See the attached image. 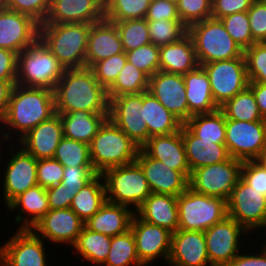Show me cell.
<instances>
[{
  "label": "cell",
  "instance_id": "1",
  "mask_svg": "<svg viewBox=\"0 0 266 266\" xmlns=\"http://www.w3.org/2000/svg\"><path fill=\"white\" fill-rule=\"evenodd\" d=\"M53 92L56 114L74 111L109 114L107 90L88 67L65 69Z\"/></svg>",
  "mask_w": 266,
  "mask_h": 266
},
{
  "label": "cell",
  "instance_id": "2",
  "mask_svg": "<svg viewBox=\"0 0 266 266\" xmlns=\"http://www.w3.org/2000/svg\"><path fill=\"white\" fill-rule=\"evenodd\" d=\"M55 112L54 92L48 88L23 87L14 85L9 104L3 120V125L10 131L1 133L3 140L12 138V132L24 137L31 129L41 122L49 120ZM13 127V128H12Z\"/></svg>",
  "mask_w": 266,
  "mask_h": 266
},
{
  "label": "cell",
  "instance_id": "3",
  "mask_svg": "<svg viewBox=\"0 0 266 266\" xmlns=\"http://www.w3.org/2000/svg\"><path fill=\"white\" fill-rule=\"evenodd\" d=\"M90 27L88 23H41L39 38L64 69L84 68Z\"/></svg>",
  "mask_w": 266,
  "mask_h": 266
},
{
  "label": "cell",
  "instance_id": "4",
  "mask_svg": "<svg viewBox=\"0 0 266 266\" xmlns=\"http://www.w3.org/2000/svg\"><path fill=\"white\" fill-rule=\"evenodd\" d=\"M89 149L94 170L102 174L108 168L135 162L140 148L107 118L92 138Z\"/></svg>",
  "mask_w": 266,
  "mask_h": 266
},
{
  "label": "cell",
  "instance_id": "5",
  "mask_svg": "<svg viewBox=\"0 0 266 266\" xmlns=\"http://www.w3.org/2000/svg\"><path fill=\"white\" fill-rule=\"evenodd\" d=\"M64 70L56 56L38 38L17 55L16 84L54 90Z\"/></svg>",
  "mask_w": 266,
  "mask_h": 266
},
{
  "label": "cell",
  "instance_id": "6",
  "mask_svg": "<svg viewBox=\"0 0 266 266\" xmlns=\"http://www.w3.org/2000/svg\"><path fill=\"white\" fill-rule=\"evenodd\" d=\"M199 65L244 56V50L226 31L220 19L208 18L188 27Z\"/></svg>",
  "mask_w": 266,
  "mask_h": 266
},
{
  "label": "cell",
  "instance_id": "7",
  "mask_svg": "<svg viewBox=\"0 0 266 266\" xmlns=\"http://www.w3.org/2000/svg\"><path fill=\"white\" fill-rule=\"evenodd\" d=\"M102 176L108 202L127 207L134 205L136 211L151 194L144 171L136 161L108 168Z\"/></svg>",
  "mask_w": 266,
  "mask_h": 266
},
{
  "label": "cell",
  "instance_id": "8",
  "mask_svg": "<svg viewBox=\"0 0 266 266\" xmlns=\"http://www.w3.org/2000/svg\"><path fill=\"white\" fill-rule=\"evenodd\" d=\"M178 229L204 232L227 216V201L191 188L177 196Z\"/></svg>",
  "mask_w": 266,
  "mask_h": 266
},
{
  "label": "cell",
  "instance_id": "9",
  "mask_svg": "<svg viewBox=\"0 0 266 266\" xmlns=\"http://www.w3.org/2000/svg\"><path fill=\"white\" fill-rule=\"evenodd\" d=\"M242 164V161L230 157L224 162L193 170L188 179L189 188L197 193L228 201L241 178Z\"/></svg>",
  "mask_w": 266,
  "mask_h": 266
},
{
  "label": "cell",
  "instance_id": "10",
  "mask_svg": "<svg viewBox=\"0 0 266 266\" xmlns=\"http://www.w3.org/2000/svg\"><path fill=\"white\" fill-rule=\"evenodd\" d=\"M226 148L230 157L260 160L266 150V120L242 122L226 119Z\"/></svg>",
  "mask_w": 266,
  "mask_h": 266
},
{
  "label": "cell",
  "instance_id": "11",
  "mask_svg": "<svg viewBox=\"0 0 266 266\" xmlns=\"http://www.w3.org/2000/svg\"><path fill=\"white\" fill-rule=\"evenodd\" d=\"M210 81L213 100L220 108L249 84L245 57L203 64Z\"/></svg>",
  "mask_w": 266,
  "mask_h": 266
},
{
  "label": "cell",
  "instance_id": "12",
  "mask_svg": "<svg viewBox=\"0 0 266 266\" xmlns=\"http://www.w3.org/2000/svg\"><path fill=\"white\" fill-rule=\"evenodd\" d=\"M227 216L236 220L249 233L266 228V197L240 178L227 201Z\"/></svg>",
  "mask_w": 266,
  "mask_h": 266
},
{
  "label": "cell",
  "instance_id": "13",
  "mask_svg": "<svg viewBox=\"0 0 266 266\" xmlns=\"http://www.w3.org/2000/svg\"><path fill=\"white\" fill-rule=\"evenodd\" d=\"M143 93L113 97L109 104V119L139 148L148 141V129L143 124Z\"/></svg>",
  "mask_w": 266,
  "mask_h": 266
},
{
  "label": "cell",
  "instance_id": "14",
  "mask_svg": "<svg viewBox=\"0 0 266 266\" xmlns=\"http://www.w3.org/2000/svg\"><path fill=\"white\" fill-rule=\"evenodd\" d=\"M249 232L233 218L226 216L204 231L207 254L212 266H224L239 254L241 238ZM240 242V243H239Z\"/></svg>",
  "mask_w": 266,
  "mask_h": 266
},
{
  "label": "cell",
  "instance_id": "15",
  "mask_svg": "<svg viewBox=\"0 0 266 266\" xmlns=\"http://www.w3.org/2000/svg\"><path fill=\"white\" fill-rule=\"evenodd\" d=\"M44 240L31 229H18L0 247V266H47Z\"/></svg>",
  "mask_w": 266,
  "mask_h": 266
},
{
  "label": "cell",
  "instance_id": "16",
  "mask_svg": "<svg viewBox=\"0 0 266 266\" xmlns=\"http://www.w3.org/2000/svg\"><path fill=\"white\" fill-rule=\"evenodd\" d=\"M130 229L133 233L136 252L140 262L147 266L157 257L168 261L172 232L166 228L141 220L134 214Z\"/></svg>",
  "mask_w": 266,
  "mask_h": 266
},
{
  "label": "cell",
  "instance_id": "17",
  "mask_svg": "<svg viewBox=\"0 0 266 266\" xmlns=\"http://www.w3.org/2000/svg\"><path fill=\"white\" fill-rule=\"evenodd\" d=\"M39 38V23L4 6L0 11V48L19 54Z\"/></svg>",
  "mask_w": 266,
  "mask_h": 266
},
{
  "label": "cell",
  "instance_id": "18",
  "mask_svg": "<svg viewBox=\"0 0 266 266\" xmlns=\"http://www.w3.org/2000/svg\"><path fill=\"white\" fill-rule=\"evenodd\" d=\"M85 223L71 209H50L35 225L30 228L43 240L56 243H69L73 246Z\"/></svg>",
  "mask_w": 266,
  "mask_h": 266
},
{
  "label": "cell",
  "instance_id": "19",
  "mask_svg": "<svg viewBox=\"0 0 266 266\" xmlns=\"http://www.w3.org/2000/svg\"><path fill=\"white\" fill-rule=\"evenodd\" d=\"M148 92L183 124L188 121V104L183 75L160 70L149 78Z\"/></svg>",
  "mask_w": 266,
  "mask_h": 266
},
{
  "label": "cell",
  "instance_id": "20",
  "mask_svg": "<svg viewBox=\"0 0 266 266\" xmlns=\"http://www.w3.org/2000/svg\"><path fill=\"white\" fill-rule=\"evenodd\" d=\"M8 159L5 168L3 189L4 201L8 206L16 197L32 188L37 183V159L24 148L15 151Z\"/></svg>",
  "mask_w": 266,
  "mask_h": 266
},
{
  "label": "cell",
  "instance_id": "21",
  "mask_svg": "<svg viewBox=\"0 0 266 266\" xmlns=\"http://www.w3.org/2000/svg\"><path fill=\"white\" fill-rule=\"evenodd\" d=\"M135 161L143 169L151 193L179 196L189 187L188 178L181 171L149 157L141 148Z\"/></svg>",
  "mask_w": 266,
  "mask_h": 266
},
{
  "label": "cell",
  "instance_id": "22",
  "mask_svg": "<svg viewBox=\"0 0 266 266\" xmlns=\"http://www.w3.org/2000/svg\"><path fill=\"white\" fill-rule=\"evenodd\" d=\"M170 266H212L204 232L179 230L171 236Z\"/></svg>",
  "mask_w": 266,
  "mask_h": 266
},
{
  "label": "cell",
  "instance_id": "23",
  "mask_svg": "<svg viewBox=\"0 0 266 266\" xmlns=\"http://www.w3.org/2000/svg\"><path fill=\"white\" fill-rule=\"evenodd\" d=\"M105 19L104 0H51L44 23H88Z\"/></svg>",
  "mask_w": 266,
  "mask_h": 266
},
{
  "label": "cell",
  "instance_id": "24",
  "mask_svg": "<svg viewBox=\"0 0 266 266\" xmlns=\"http://www.w3.org/2000/svg\"><path fill=\"white\" fill-rule=\"evenodd\" d=\"M141 149L149 157L162 161L173 170L181 171L189 179L191 171L181 129L169 135L150 137Z\"/></svg>",
  "mask_w": 266,
  "mask_h": 266
},
{
  "label": "cell",
  "instance_id": "25",
  "mask_svg": "<svg viewBox=\"0 0 266 266\" xmlns=\"http://www.w3.org/2000/svg\"><path fill=\"white\" fill-rule=\"evenodd\" d=\"M64 137L59 114L41 122L19 141L22 147L37 160L53 158L59 142Z\"/></svg>",
  "mask_w": 266,
  "mask_h": 266
},
{
  "label": "cell",
  "instance_id": "26",
  "mask_svg": "<svg viewBox=\"0 0 266 266\" xmlns=\"http://www.w3.org/2000/svg\"><path fill=\"white\" fill-rule=\"evenodd\" d=\"M119 32L114 23L103 19L91 24L86 50V67L94 63L123 53Z\"/></svg>",
  "mask_w": 266,
  "mask_h": 266
},
{
  "label": "cell",
  "instance_id": "27",
  "mask_svg": "<svg viewBox=\"0 0 266 266\" xmlns=\"http://www.w3.org/2000/svg\"><path fill=\"white\" fill-rule=\"evenodd\" d=\"M181 133L191 172L206 165L224 162L230 158L224 143H215V141L196 137L184 124L181 127Z\"/></svg>",
  "mask_w": 266,
  "mask_h": 266
},
{
  "label": "cell",
  "instance_id": "28",
  "mask_svg": "<svg viewBox=\"0 0 266 266\" xmlns=\"http://www.w3.org/2000/svg\"><path fill=\"white\" fill-rule=\"evenodd\" d=\"M187 104L188 120L197 114H209L220 109L211 92L210 81L203 66L198 65L195 69L183 75Z\"/></svg>",
  "mask_w": 266,
  "mask_h": 266
},
{
  "label": "cell",
  "instance_id": "29",
  "mask_svg": "<svg viewBox=\"0 0 266 266\" xmlns=\"http://www.w3.org/2000/svg\"><path fill=\"white\" fill-rule=\"evenodd\" d=\"M135 214L143 221L174 233L178 229L177 196L151 193Z\"/></svg>",
  "mask_w": 266,
  "mask_h": 266
},
{
  "label": "cell",
  "instance_id": "30",
  "mask_svg": "<svg viewBox=\"0 0 266 266\" xmlns=\"http://www.w3.org/2000/svg\"><path fill=\"white\" fill-rule=\"evenodd\" d=\"M124 205L106 201L100 209L85 222L91 231L110 237L123 234L130 230L135 211Z\"/></svg>",
  "mask_w": 266,
  "mask_h": 266
},
{
  "label": "cell",
  "instance_id": "31",
  "mask_svg": "<svg viewBox=\"0 0 266 266\" xmlns=\"http://www.w3.org/2000/svg\"><path fill=\"white\" fill-rule=\"evenodd\" d=\"M159 62L160 70L168 73L184 75L195 69L199 64L191 36L187 33L180 40L159 47Z\"/></svg>",
  "mask_w": 266,
  "mask_h": 266
},
{
  "label": "cell",
  "instance_id": "32",
  "mask_svg": "<svg viewBox=\"0 0 266 266\" xmlns=\"http://www.w3.org/2000/svg\"><path fill=\"white\" fill-rule=\"evenodd\" d=\"M7 208L10 210L19 208L22 215H16L15 222L20 223L19 229H30L50 210L46 189L40 185L29 188L16 197ZM23 213H27V218L23 217Z\"/></svg>",
  "mask_w": 266,
  "mask_h": 266
},
{
  "label": "cell",
  "instance_id": "33",
  "mask_svg": "<svg viewBox=\"0 0 266 266\" xmlns=\"http://www.w3.org/2000/svg\"><path fill=\"white\" fill-rule=\"evenodd\" d=\"M143 124L148 129V139L180 131L183 123L168 111L148 91L143 93Z\"/></svg>",
  "mask_w": 266,
  "mask_h": 266
},
{
  "label": "cell",
  "instance_id": "34",
  "mask_svg": "<svg viewBox=\"0 0 266 266\" xmlns=\"http://www.w3.org/2000/svg\"><path fill=\"white\" fill-rule=\"evenodd\" d=\"M66 138L90 144L100 126L109 114H96L87 111H74L59 114Z\"/></svg>",
  "mask_w": 266,
  "mask_h": 266
},
{
  "label": "cell",
  "instance_id": "35",
  "mask_svg": "<svg viewBox=\"0 0 266 266\" xmlns=\"http://www.w3.org/2000/svg\"><path fill=\"white\" fill-rule=\"evenodd\" d=\"M103 179L102 174H97L73 197L70 208L84 223L106 202V188Z\"/></svg>",
  "mask_w": 266,
  "mask_h": 266
},
{
  "label": "cell",
  "instance_id": "36",
  "mask_svg": "<svg viewBox=\"0 0 266 266\" xmlns=\"http://www.w3.org/2000/svg\"><path fill=\"white\" fill-rule=\"evenodd\" d=\"M184 125L196 137L207 141H215V143H225L226 117L220 109L209 114L193 115Z\"/></svg>",
  "mask_w": 266,
  "mask_h": 266
},
{
  "label": "cell",
  "instance_id": "37",
  "mask_svg": "<svg viewBox=\"0 0 266 266\" xmlns=\"http://www.w3.org/2000/svg\"><path fill=\"white\" fill-rule=\"evenodd\" d=\"M111 237L91 231L86 226L82 229L76 243L72 246L85 260L94 265H103L108 257Z\"/></svg>",
  "mask_w": 266,
  "mask_h": 266
},
{
  "label": "cell",
  "instance_id": "38",
  "mask_svg": "<svg viewBox=\"0 0 266 266\" xmlns=\"http://www.w3.org/2000/svg\"><path fill=\"white\" fill-rule=\"evenodd\" d=\"M226 119L242 122L264 120L259 112L253 91L247 87L220 107Z\"/></svg>",
  "mask_w": 266,
  "mask_h": 266
},
{
  "label": "cell",
  "instance_id": "39",
  "mask_svg": "<svg viewBox=\"0 0 266 266\" xmlns=\"http://www.w3.org/2000/svg\"><path fill=\"white\" fill-rule=\"evenodd\" d=\"M148 87L149 77L126 61L115 82L107 89V95L110 101L121 95L144 93L148 91Z\"/></svg>",
  "mask_w": 266,
  "mask_h": 266
},
{
  "label": "cell",
  "instance_id": "40",
  "mask_svg": "<svg viewBox=\"0 0 266 266\" xmlns=\"http://www.w3.org/2000/svg\"><path fill=\"white\" fill-rule=\"evenodd\" d=\"M104 266H144L136 252V245L133 233L127 232L111 237V244L108 257Z\"/></svg>",
  "mask_w": 266,
  "mask_h": 266
},
{
  "label": "cell",
  "instance_id": "41",
  "mask_svg": "<svg viewBox=\"0 0 266 266\" xmlns=\"http://www.w3.org/2000/svg\"><path fill=\"white\" fill-rule=\"evenodd\" d=\"M152 0H104L105 19L120 22L144 19Z\"/></svg>",
  "mask_w": 266,
  "mask_h": 266
},
{
  "label": "cell",
  "instance_id": "42",
  "mask_svg": "<svg viewBox=\"0 0 266 266\" xmlns=\"http://www.w3.org/2000/svg\"><path fill=\"white\" fill-rule=\"evenodd\" d=\"M53 158L64 167L92 166L89 144L66 137L59 142Z\"/></svg>",
  "mask_w": 266,
  "mask_h": 266
},
{
  "label": "cell",
  "instance_id": "43",
  "mask_svg": "<svg viewBox=\"0 0 266 266\" xmlns=\"http://www.w3.org/2000/svg\"><path fill=\"white\" fill-rule=\"evenodd\" d=\"M112 23L117 27L125 53L151 43L145 18Z\"/></svg>",
  "mask_w": 266,
  "mask_h": 266
},
{
  "label": "cell",
  "instance_id": "44",
  "mask_svg": "<svg viewBox=\"0 0 266 266\" xmlns=\"http://www.w3.org/2000/svg\"><path fill=\"white\" fill-rule=\"evenodd\" d=\"M150 41L157 47L174 43L188 33L181 20L147 21Z\"/></svg>",
  "mask_w": 266,
  "mask_h": 266
},
{
  "label": "cell",
  "instance_id": "45",
  "mask_svg": "<svg viewBox=\"0 0 266 266\" xmlns=\"http://www.w3.org/2000/svg\"><path fill=\"white\" fill-rule=\"evenodd\" d=\"M220 20L226 31L243 50L256 43L252 37L247 12H237L220 18Z\"/></svg>",
  "mask_w": 266,
  "mask_h": 266
},
{
  "label": "cell",
  "instance_id": "46",
  "mask_svg": "<svg viewBox=\"0 0 266 266\" xmlns=\"http://www.w3.org/2000/svg\"><path fill=\"white\" fill-rule=\"evenodd\" d=\"M127 61L144 72L149 78L160 71L159 47L152 43L125 53Z\"/></svg>",
  "mask_w": 266,
  "mask_h": 266
},
{
  "label": "cell",
  "instance_id": "47",
  "mask_svg": "<svg viewBox=\"0 0 266 266\" xmlns=\"http://www.w3.org/2000/svg\"><path fill=\"white\" fill-rule=\"evenodd\" d=\"M249 82L266 84V42L254 43L244 50Z\"/></svg>",
  "mask_w": 266,
  "mask_h": 266
},
{
  "label": "cell",
  "instance_id": "48",
  "mask_svg": "<svg viewBox=\"0 0 266 266\" xmlns=\"http://www.w3.org/2000/svg\"><path fill=\"white\" fill-rule=\"evenodd\" d=\"M127 61L125 52L94 63L92 70L96 80L107 90L116 80Z\"/></svg>",
  "mask_w": 266,
  "mask_h": 266
},
{
  "label": "cell",
  "instance_id": "49",
  "mask_svg": "<svg viewBox=\"0 0 266 266\" xmlns=\"http://www.w3.org/2000/svg\"><path fill=\"white\" fill-rule=\"evenodd\" d=\"M176 5L180 20L187 28L212 15V0H178Z\"/></svg>",
  "mask_w": 266,
  "mask_h": 266
},
{
  "label": "cell",
  "instance_id": "50",
  "mask_svg": "<svg viewBox=\"0 0 266 266\" xmlns=\"http://www.w3.org/2000/svg\"><path fill=\"white\" fill-rule=\"evenodd\" d=\"M51 5V0H7L5 7L29 15L39 24L44 23Z\"/></svg>",
  "mask_w": 266,
  "mask_h": 266
},
{
  "label": "cell",
  "instance_id": "51",
  "mask_svg": "<svg viewBox=\"0 0 266 266\" xmlns=\"http://www.w3.org/2000/svg\"><path fill=\"white\" fill-rule=\"evenodd\" d=\"M64 166L54 158L37 160V183L47 189L60 184Z\"/></svg>",
  "mask_w": 266,
  "mask_h": 266
},
{
  "label": "cell",
  "instance_id": "52",
  "mask_svg": "<svg viewBox=\"0 0 266 266\" xmlns=\"http://www.w3.org/2000/svg\"><path fill=\"white\" fill-rule=\"evenodd\" d=\"M241 179L266 197V166L261 160L243 161Z\"/></svg>",
  "mask_w": 266,
  "mask_h": 266
},
{
  "label": "cell",
  "instance_id": "53",
  "mask_svg": "<svg viewBox=\"0 0 266 266\" xmlns=\"http://www.w3.org/2000/svg\"><path fill=\"white\" fill-rule=\"evenodd\" d=\"M247 14L254 41L266 42V2L254 0Z\"/></svg>",
  "mask_w": 266,
  "mask_h": 266
},
{
  "label": "cell",
  "instance_id": "54",
  "mask_svg": "<svg viewBox=\"0 0 266 266\" xmlns=\"http://www.w3.org/2000/svg\"><path fill=\"white\" fill-rule=\"evenodd\" d=\"M98 173L93 166L64 167L62 184L70 189L80 190L88 184Z\"/></svg>",
  "mask_w": 266,
  "mask_h": 266
},
{
  "label": "cell",
  "instance_id": "55",
  "mask_svg": "<svg viewBox=\"0 0 266 266\" xmlns=\"http://www.w3.org/2000/svg\"><path fill=\"white\" fill-rule=\"evenodd\" d=\"M145 19L147 21L180 20L176 2L171 0H152Z\"/></svg>",
  "mask_w": 266,
  "mask_h": 266
},
{
  "label": "cell",
  "instance_id": "56",
  "mask_svg": "<svg viewBox=\"0 0 266 266\" xmlns=\"http://www.w3.org/2000/svg\"><path fill=\"white\" fill-rule=\"evenodd\" d=\"M254 0H212L211 18L220 19L237 12H247Z\"/></svg>",
  "mask_w": 266,
  "mask_h": 266
},
{
  "label": "cell",
  "instance_id": "57",
  "mask_svg": "<svg viewBox=\"0 0 266 266\" xmlns=\"http://www.w3.org/2000/svg\"><path fill=\"white\" fill-rule=\"evenodd\" d=\"M78 191V189L67 188L62 183L47 188L46 193L50 209L70 208L73 197Z\"/></svg>",
  "mask_w": 266,
  "mask_h": 266
},
{
  "label": "cell",
  "instance_id": "58",
  "mask_svg": "<svg viewBox=\"0 0 266 266\" xmlns=\"http://www.w3.org/2000/svg\"><path fill=\"white\" fill-rule=\"evenodd\" d=\"M17 53L0 48V81H16Z\"/></svg>",
  "mask_w": 266,
  "mask_h": 266
},
{
  "label": "cell",
  "instance_id": "59",
  "mask_svg": "<svg viewBox=\"0 0 266 266\" xmlns=\"http://www.w3.org/2000/svg\"><path fill=\"white\" fill-rule=\"evenodd\" d=\"M224 266H266V251L262 247L261 252H258V254H238Z\"/></svg>",
  "mask_w": 266,
  "mask_h": 266
},
{
  "label": "cell",
  "instance_id": "60",
  "mask_svg": "<svg viewBox=\"0 0 266 266\" xmlns=\"http://www.w3.org/2000/svg\"><path fill=\"white\" fill-rule=\"evenodd\" d=\"M16 81H0V124L3 123L11 92Z\"/></svg>",
  "mask_w": 266,
  "mask_h": 266
},
{
  "label": "cell",
  "instance_id": "61",
  "mask_svg": "<svg viewBox=\"0 0 266 266\" xmlns=\"http://www.w3.org/2000/svg\"><path fill=\"white\" fill-rule=\"evenodd\" d=\"M248 87L253 91L259 112L263 119L266 120V84L260 82H249Z\"/></svg>",
  "mask_w": 266,
  "mask_h": 266
},
{
  "label": "cell",
  "instance_id": "62",
  "mask_svg": "<svg viewBox=\"0 0 266 266\" xmlns=\"http://www.w3.org/2000/svg\"><path fill=\"white\" fill-rule=\"evenodd\" d=\"M262 162H263V164L266 166V150H265V152L263 153V155H262V157H261V159H260Z\"/></svg>",
  "mask_w": 266,
  "mask_h": 266
},
{
  "label": "cell",
  "instance_id": "63",
  "mask_svg": "<svg viewBox=\"0 0 266 266\" xmlns=\"http://www.w3.org/2000/svg\"><path fill=\"white\" fill-rule=\"evenodd\" d=\"M4 6H5V3L2 0H0V11L4 8Z\"/></svg>",
  "mask_w": 266,
  "mask_h": 266
},
{
  "label": "cell",
  "instance_id": "64",
  "mask_svg": "<svg viewBox=\"0 0 266 266\" xmlns=\"http://www.w3.org/2000/svg\"><path fill=\"white\" fill-rule=\"evenodd\" d=\"M264 245H265V246H264ZM263 246H264L263 249L266 251V244H263Z\"/></svg>",
  "mask_w": 266,
  "mask_h": 266
}]
</instances>
